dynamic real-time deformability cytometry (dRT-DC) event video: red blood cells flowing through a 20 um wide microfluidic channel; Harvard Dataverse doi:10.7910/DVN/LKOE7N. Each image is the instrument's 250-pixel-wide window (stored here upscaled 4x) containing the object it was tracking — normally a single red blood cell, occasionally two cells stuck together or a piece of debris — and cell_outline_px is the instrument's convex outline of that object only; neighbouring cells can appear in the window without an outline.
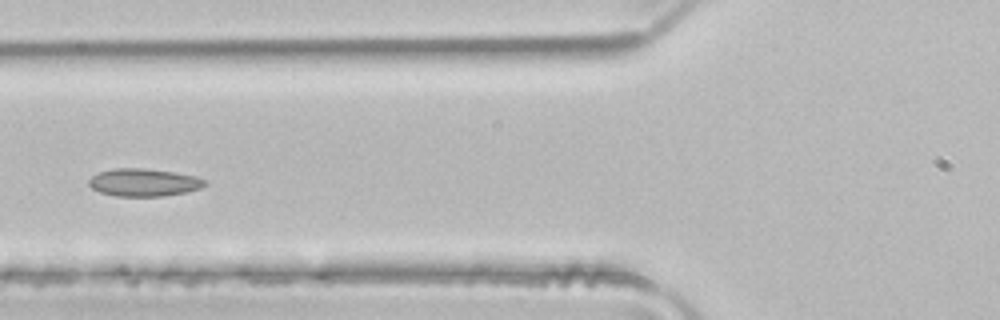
{"species": "common noctule bat (a hibernating species)", "species_latin": "Nyctalus noctula", "temperature_condition": "room temperature", "stored_images_in_passage": 4, "camera_frame_rate_fps": 3000, "um_per_image_px": 0.085, "animal": {"sex": "male", "body_mass_g": 21.5, "forearm_length_mm": 52.0}, "frame": {"image": 1, "passage_image": 4, "time_ms": 1.0, "image_size_px": [1000, 320], "cell_outline_px": [[208, 184], [200, 188], [184, 192], [164, 196], [116, 196], [100, 192], [92, 188], [88, 184], [88, 180], [92, 176], [100, 172], [112, 168], [144, 168], [172, 172], [196, 176], [204, 180]], "centroid_in_image_um": [12.2, 15.5], "position_along_channel_um": 113.6, "area_um2": 18.61}}